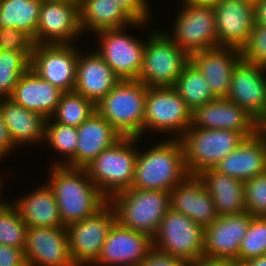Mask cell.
<instances>
[{
	"mask_svg": "<svg viewBox=\"0 0 266 266\" xmlns=\"http://www.w3.org/2000/svg\"><path fill=\"white\" fill-rule=\"evenodd\" d=\"M50 171L46 183L53 190L65 227L93 215L109 201L85 168L53 165Z\"/></svg>",
	"mask_w": 266,
	"mask_h": 266,
	"instance_id": "1",
	"label": "cell"
},
{
	"mask_svg": "<svg viewBox=\"0 0 266 266\" xmlns=\"http://www.w3.org/2000/svg\"><path fill=\"white\" fill-rule=\"evenodd\" d=\"M188 175L181 141L170 138L138 151L131 188L170 192Z\"/></svg>",
	"mask_w": 266,
	"mask_h": 266,
	"instance_id": "2",
	"label": "cell"
},
{
	"mask_svg": "<svg viewBox=\"0 0 266 266\" xmlns=\"http://www.w3.org/2000/svg\"><path fill=\"white\" fill-rule=\"evenodd\" d=\"M146 94L147 86L139 80H120L95 109L122 137L141 138Z\"/></svg>",
	"mask_w": 266,
	"mask_h": 266,
	"instance_id": "3",
	"label": "cell"
},
{
	"mask_svg": "<svg viewBox=\"0 0 266 266\" xmlns=\"http://www.w3.org/2000/svg\"><path fill=\"white\" fill-rule=\"evenodd\" d=\"M109 202L122 226L153 238L170 209V192L128 188L114 194Z\"/></svg>",
	"mask_w": 266,
	"mask_h": 266,
	"instance_id": "4",
	"label": "cell"
},
{
	"mask_svg": "<svg viewBox=\"0 0 266 266\" xmlns=\"http://www.w3.org/2000/svg\"><path fill=\"white\" fill-rule=\"evenodd\" d=\"M138 139L121 137L86 165L88 176L108 199L117 192L131 188L138 154V148L135 150L134 145L140 141Z\"/></svg>",
	"mask_w": 266,
	"mask_h": 266,
	"instance_id": "5",
	"label": "cell"
},
{
	"mask_svg": "<svg viewBox=\"0 0 266 266\" xmlns=\"http://www.w3.org/2000/svg\"><path fill=\"white\" fill-rule=\"evenodd\" d=\"M179 139L188 174L199 175L206 169L215 168L245 137L237 131L190 126Z\"/></svg>",
	"mask_w": 266,
	"mask_h": 266,
	"instance_id": "6",
	"label": "cell"
},
{
	"mask_svg": "<svg viewBox=\"0 0 266 266\" xmlns=\"http://www.w3.org/2000/svg\"><path fill=\"white\" fill-rule=\"evenodd\" d=\"M148 36L138 80L147 87L173 86L190 62V55L181 50L166 32L153 30Z\"/></svg>",
	"mask_w": 266,
	"mask_h": 266,
	"instance_id": "7",
	"label": "cell"
},
{
	"mask_svg": "<svg viewBox=\"0 0 266 266\" xmlns=\"http://www.w3.org/2000/svg\"><path fill=\"white\" fill-rule=\"evenodd\" d=\"M190 126L192 110L172 86L147 87L143 133L148 129L179 139Z\"/></svg>",
	"mask_w": 266,
	"mask_h": 266,
	"instance_id": "8",
	"label": "cell"
},
{
	"mask_svg": "<svg viewBox=\"0 0 266 266\" xmlns=\"http://www.w3.org/2000/svg\"><path fill=\"white\" fill-rule=\"evenodd\" d=\"M152 239L154 248L181 258L187 263L204 257V228L171 208L162 218Z\"/></svg>",
	"mask_w": 266,
	"mask_h": 266,
	"instance_id": "9",
	"label": "cell"
},
{
	"mask_svg": "<svg viewBox=\"0 0 266 266\" xmlns=\"http://www.w3.org/2000/svg\"><path fill=\"white\" fill-rule=\"evenodd\" d=\"M116 221L115 209L108 201L93 215L65 227L71 257L76 266H90L97 260Z\"/></svg>",
	"mask_w": 266,
	"mask_h": 266,
	"instance_id": "10",
	"label": "cell"
},
{
	"mask_svg": "<svg viewBox=\"0 0 266 266\" xmlns=\"http://www.w3.org/2000/svg\"><path fill=\"white\" fill-rule=\"evenodd\" d=\"M182 5L175 20L173 36L168 37L189 55L218 47L214 7L189 2Z\"/></svg>",
	"mask_w": 266,
	"mask_h": 266,
	"instance_id": "11",
	"label": "cell"
},
{
	"mask_svg": "<svg viewBox=\"0 0 266 266\" xmlns=\"http://www.w3.org/2000/svg\"><path fill=\"white\" fill-rule=\"evenodd\" d=\"M125 29H103L95 32L101 40L100 48L96 52L121 80H138L145 42L127 35Z\"/></svg>",
	"mask_w": 266,
	"mask_h": 266,
	"instance_id": "12",
	"label": "cell"
},
{
	"mask_svg": "<svg viewBox=\"0 0 266 266\" xmlns=\"http://www.w3.org/2000/svg\"><path fill=\"white\" fill-rule=\"evenodd\" d=\"M75 48L73 44H35L30 68L64 93L72 92L79 53Z\"/></svg>",
	"mask_w": 266,
	"mask_h": 266,
	"instance_id": "13",
	"label": "cell"
},
{
	"mask_svg": "<svg viewBox=\"0 0 266 266\" xmlns=\"http://www.w3.org/2000/svg\"><path fill=\"white\" fill-rule=\"evenodd\" d=\"M79 34V0L42 2L36 44H73Z\"/></svg>",
	"mask_w": 266,
	"mask_h": 266,
	"instance_id": "14",
	"label": "cell"
},
{
	"mask_svg": "<svg viewBox=\"0 0 266 266\" xmlns=\"http://www.w3.org/2000/svg\"><path fill=\"white\" fill-rule=\"evenodd\" d=\"M152 248V237L126 228L116 221L93 265L140 266Z\"/></svg>",
	"mask_w": 266,
	"mask_h": 266,
	"instance_id": "15",
	"label": "cell"
},
{
	"mask_svg": "<svg viewBox=\"0 0 266 266\" xmlns=\"http://www.w3.org/2000/svg\"><path fill=\"white\" fill-rule=\"evenodd\" d=\"M192 127L237 131L249 138L259 131V122L227 97H219L192 112Z\"/></svg>",
	"mask_w": 266,
	"mask_h": 266,
	"instance_id": "16",
	"label": "cell"
},
{
	"mask_svg": "<svg viewBox=\"0 0 266 266\" xmlns=\"http://www.w3.org/2000/svg\"><path fill=\"white\" fill-rule=\"evenodd\" d=\"M24 253L28 266H76L65 227H27Z\"/></svg>",
	"mask_w": 266,
	"mask_h": 266,
	"instance_id": "17",
	"label": "cell"
},
{
	"mask_svg": "<svg viewBox=\"0 0 266 266\" xmlns=\"http://www.w3.org/2000/svg\"><path fill=\"white\" fill-rule=\"evenodd\" d=\"M253 217L247 211L235 215L219 216L212 224L204 228V257L236 261L242 239Z\"/></svg>",
	"mask_w": 266,
	"mask_h": 266,
	"instance_id": "18",
	"label": "cell"
},
{
	"mask_svg": "<svg viewBox=\"0 0 266 266\" xmlns=\"http://www.w3.org/2000/svg\"><path fill=\"white\" fill-rule=\"evenodd\" d=\"M266 69L241 60L235 67L227 98L258 122L266 116ZM264 74V76H263Z\"/></svg>",
	"mask_w": 266,
	"mask_h": 266,
	"instance_id": "19",
	"label": "cell"
},
{
	"mask_svg": "<svg viewBox=\"0 0 266 266\" xmlns=\"http://www.w3.org/2000/svg\"><path fill=\"white\" fill-rule=\"evenodd\" d=\"M218 46L241 50L255 22V5L246 0H222L213 6Z\"/></svg>",
	"mask_w": 266,
	"mask_h": 266,
	"instance_id": "20",
	"label": "cell"
},
{
	"mask_svg": "<svg viewBox=\"0 0 266 266\" xmlns=\"http://www.w3.org/2000/svg\"><path fill=\"white\" fill-rule=\"evenodd\" d=\"M241 60L240 50L220 46L190 55V61L204 76L216 98L228 96L233 71Z\"/></svg>",
	"mask_w": 266,
	"mask_h": 266,
	"instance_id": "21",
	"label": "cell"
},
{
	"mask_svg": "<svg viewBox=\"0 0 266 266\" xmlns=\"http://www.w3.org/2000/svg\"><path fill=\"white\" fill-rule=\"evenodd\" d=\"M170 208L203 228L219 217L213 198L197 175H188L170 191Z\"/></svg>",
	"mask_w": 266,
	"mask_h": 266,
	"instance_id": "22",
	"label": "cell"
},
{
	"mask_svg": "<svg viewBox=\"0 0 266 266\" xmlns=\"http://www.w3.org/2000/svg\"><path fill=\"white\" fill-rule=\"evenodd\" d=\"M120 80L96 50L85 55L79 51L74 88L76 93L96 104Z\"/></svg>",
	"mask_w": 266,
	"mask_h": 266,
	"instance_id": "23",
	"label": "cell"
},
{
	"mask_svg": "<svg viewBox=\"0 0 266 266\" xmlns=\"http://www.w3.org/2000/svg\"><path fill=\"white\" fill-rule=\"evenodd\" d=\"M218 172L246 181L266 172V138L258 131L214 168Z\"/></svg>",
	"mask_w": 266,
	"mask_h": 266,
	"instance_id": "24",
	"label": "cell"
},
{
	"mask_svg": "<svg viewBox=\"0 0 266 266\" xmlns=\"http://www.w3.org/2000/svg\"><path fill=\"white\" fill-rule=\"evenodd\" d=\"M63 93L29 68L20 76L9 98L25 109L49 119L55 112Z\"/></svg>",
	"mask_w": 266,
	"mask_h": 266,
	"instance_id": "25",
	"label": "cell"
},
{
	"mask_svg": "<svg viewBox=\"0 0 266 266\" xmlns=\"http://www.w3.org/2000/svg\"><path fill=\"white\" fill-rule=\"evenodd\" d=\"M76 167L85 168L122 136L97 111L77 127Z\"/></svg>",
	"mask_w": 266,
	"mask_h": 266,
	"instance_id": "26",
	"label": "cell"
},
{
	"mask_svg": "<svg viewBox=\"0 0 266 266\" xmlns=\"http://www.w3.org/2000/svg\"><path fill=\"white\" fill-rule=\"evenodd\" d=\"M213 198L219 216L246 211L244 181L209 168L197 175Z\"/></svg>",
	"mask_w": 266,
	"mask_h": 266,
	"instance_id": "27",
	"label": "cell"
},
{
	"mask_svg": "<svg viewBox=\"0 0 266 266\" xmlns=\"http://www.w3.org/2000/svg\"><path fill=\"white\" fill-rule=\"evenodd\" d=\"M0 111L15 147L44 141L45 117L25 109L9 97L0 98Z\"/></svg>",
	"mask_w": 266,
	"mask_h": 266,
	"instance_id": "28",
	"label": "cell"
},
{
	"mask_svg": "<svg viewBox=\"0 0 266 266\" xmlns=\"http://www.w3.org/2000/svg\"><path fill=\"white\" fill-rule=\"evenodd\" d=\"M80 27L93 33L103 29L127 28L128 25L144 26L148 24L135 21L114 0H79Z\"/></svg>",
	"mask_w": 266,
	"mask_h": 266,
	"instance_id": "29",
	"label": "cell"
},
{
	"mask_svg": "<svg viewBox=\"0 0 266 266\" xmlns=\"http://www.w3.org/2000/svg\"><path fill=\"white\" fill-rule=\"evenodd\" d=\"M27 227H65L53 190L48 184L13 201Z\"/></svg>",
	"mask_w": 266,
	"mask_h": 266,
	"instance_id": "30",
	"label": "cell"
},
{
	"mask_svg": "<svg viewBox=\"0 0 266 266\" xmlns=\"http://www.w3.org/2000/svg\"><path fill=\"white\" fill-rule=\"evenodd\" d=\"M41 0H0V28L9 27L29 34L36 44Z\"/></svg>",
	"mask_w": 266,
	"mask_h": 266,
	"instance_id": "31",
	"label": "cell"
},
{
	"mask_svg": "<svg viewBox=\"0 0 266 266\" xmlns=\"http://www.w3.org/2000/svg\"><path fill=\"white\" fill-rule=\"evenodd\" d=\"M172 87L192 112L216 98L210 91L204 76L191 61L185 66Z\"/></svg>",
	"mask_w": 266,
	"mask_h": 266,
	"instance_id": "32",
	"label": "cell"
},
{
	"mask_svg": "<svg viewBox=\"0 0 266 266\" xmlns=\"http://www.w3.org/2000/svg\"><path fill=\"white\" fill-rule=\"evenodd\" d=\"M46 119L44 139L57 151L56 153L65 156L64 162L61 160L53 165H66L76 167V147L78 143V132L76 127L67 126Z\"/></svg>",
	"mask_w": 266,
	"mask_h": 266,
	"instance_id": "33",
	"label": "cell"
},
{
	"mask_svg": "<svg viewBox=\"0 0 266 266\" xmlns=\"http://www.w3.org/2000/svg\"><path fill=\"white\" fill-rule=\"evenodd\" d=\"M96 111L95 104L83 95L72 92L62 94L53 113L54 121L63 125L78 127ZM54 116V117H53Z\"/></svg>",
	"mask_w": 266,
	"mask_h": 266,
	"instance_id": "34",
	"label": "cell"
},
{
	"mask_svg": "<svg viewBox=\"0 0 266 266\" xmlns=\"http://www.w3.org/2000/svg\"><path fill=\"white\" fill-rule=\"evenodd\" d=\"M31 55L0 50V98L11 96L20 76L30 68Z\"/></svg>",
	"mask_w": 266,
	"mask_h": 266,
	"instance_id": "35",
	"label": "cell"
},
{
	"mask_svg": "<svg viewBox=\"0 0 266 266\" xmlns=\"http://www.w3.org/2000/svg\"><path fill=\"white\" fill-rule=\"evenodd\" d=\"M26 230L27 224L16 206L5 201L0 206V244L24 250Z\"/></svg>",
	"mask_w": 266,
	"mask_h": 266,
	"instance_id": "36",
	"label": "cell"
},
{
	"mask_svg": "<svg viewBox=\"0 0 266 266\" xmlns=\"http://www.w3.org/2000/svg\"><path fill=\"white\" fill-rule=\"evenodd\" d=\"M266 255V216H254L242 239L236 262Z\"/></svg>",
	"mask_w": 266,
	"mask_h": 266,
	"instance_id": "37",
	"label": "cell"
},
{
	"mask_svg": "<svg viewBox=\"0 0 266 266\" xmlns=\"http://www.w3.org/2000/svg\"><path fill=\"white\" fill-rule=\"evenodd\" d=\"M246 211L253 216H266V172L244 181Z\"/></svg>",
	"mask_w": 266,
	"mask_h": 266,
	"instance_id": "38",
	"label": "cell"
},
{
	"mask_svg": "<svg viewBox=\"0 0 266 266\" xmlns=\"http://www.w3.org/2000/svg\"><path fill=\"white\" fill-rule=\"evenodd\" d=\"M240 51L242 60L266 67V26L255 21L250 37Z\"/></svg>",
	"mask_w": 266,
	"mask_h": 266,
	"instance_id": "39",
	"label": "cell"
},
{
	"mask_svg": "<svg viewBox=\"0 0 266 266\" xmlns=\"http://www.w3.org/2000/svg\"><path fill=\"white\" fill-rule=\"evenodd\" d=\"M34 46L33 38L26 32L16 28H0V50L32 53Z\"/></svg>",
	"mask_w": 266,
	"mask_h": 266,
	"instance_id": "40",
	"label": "cell"
},
{
	"mask_svg": "<svg viewBox=\"0 0 266 266\" xmlns=\"http://www.w3.org/2000/svg\"><path fill=\"white\" fill-rule=\"evenodd\" d=\"M140 266H188V263L153 247Z\"/></svg>",
	"mask_w": 266,
	"mask_h": 266,
	"instance_id": "41",
	"label": "cell"
},
{
	"mask_svg": "<svg viewBox=\"0 0 266 266\" xmlns=\"http://www.w3.org/2000/svg\"><path fill=\"white\" fill-rule=\"evenodd\" d=\"M135 20L149 22L150 8L146 0H114Z\"/></svg>",
	"mask_w": 266,
	"mask_h": 266,
	"instance_id": "42",
	"label": "cell"
},
{
	"mask_svg": "<svg viewBox=\"0 0 266 266\" xmlns=\"http://www.w3.org/2000/svg\"><path fill=\"white\" fill-rule=\"evenodd\" d=\"M0 266H28L24 250L0 244Z\"/></svg>",
	"mask_w": 266,
	"mask_h": 266,
	"instance_id": "43",
	"label": "cell"
},
{
	"mask_svg": "<svg viewBox=\"0 0 266 266\" xmlns=\"http://www.w3.org/2000/svg\"><path fill=\"white\" fill-rule=\"evenodd\" d=\"M16 148L11 141V137L6 124L4 123L2 113L0 111V159Z\"/></svg>",
	"mask_w": 266,
	"mask_h": 266,
	"instance_id": "44",
	"label": "cell"
},
{
	"mask_svg": "<svg viewBox=\"0 0 266 266\" xmlns=\"http://www.w3.org/2000/svg\"><path fill=\"white\" fill-rule=\"evenodd\" d=\"M236 263L235 260L209 259L202 257L195 262L188 263V266H234Z\"/></svg>",
	"mask_w": 266,
	"mask_h": 266,
	"instance_id": "45",
	"label": "cell"
},
{
	"mask_svg": "<svg viewBox=\"0 0 266 266\" xmlns=\"http://www.w3.org/2000/svg\"><path fill=\"white\" fill-rule=\"evenodd\" d=\"M255 21L266 26V0H261L255 5Z\"/></svg>",
	"mask_w": 266,
	"mask_h": 266,
	"instance_id": "46",
	"label": "cell"
},
{
	"mask_svg": "<svg viewBox=\"0 0 266 266\" xmlns=\"http://www.w3.org/2000/svg\"><path fill=\"white\" fill-rule=\"evenodd\" d=\"M246 266H266V255L255 257L244 262Z\"/></svg>",
	"mask_w": 266,
	"mask_h": 266,
	"instance_id": "47",
	"label": "cell"
},
{
	"mask_svg": "<svg viewBox=\"0 0 266 266\" xmlns=\"http://www.w3.org/2000/svg\"><path fill=\"white\" fill-rule=\"evenodd\" d=\"M222 0H183L182 2H189L197 5H211L214 6L220 3Z\"/></svg>",
	"mask_w": 266,
	"mask_h": 266,
	"instance_id": "48",
	"label": "cell"
},
{
	"mask_svg": "<svg viewBox=\"0 0 266 266\" xmlns=\"http://www.w3.org/2000/svg\"><path fill=\"white\" fill-rule=\"evenodd\" d=\"M259 132L266 138V116L259 122Z\"/></svg>",
	"mask_w": 266,
	"mask_h": 266,
	"instance_id": "49",
	"label": "cell"
},
{
	"mask_svg": "<svg viewBox=\"0 0 266 266\" xmlns=\"http://www.w3.org/2000/svg\"><path fill=\"white\" fill-rule=\"evenodd\" d=\"M247 2H250L254 5H256L257 3H259L261 0H246Z\"/></svg>",
	"mask_w": 266,
	"mask_h": 266,
	"instance_id": "50",
	"label": "cell"
},
{
	"mask_svg": "<svg viewBox=\"0 0 266 266\" xmlns=\"http://www.w3.org/2000/svg\"><path fill=\"white\" fill-rule=\"evenodd\" d=\"M1 178V177H0ZM2 183H1V179H0V197H1V189H2ZM2 198H0V206L5 202L1 200Z\"/></svg>",
	"mask_w": 266,
	"mask_h": 266,
	"instance_id": "51",
	"label": "cell"
},
{
	"mask_svg": "<svg viewBox=\"0 0 266 266\" xmlns=\"http://www.w3.org/2000/svg\"><path fill=\"white\" fill-rule=\"evenodd\" d=\"M58 1H66V0H41V2H58Z\"/></svg>",
	"mask_w": 266,
	"mask_h": 266,
	"instance_id": "52",
	"label": "cell"
},
{
	"mask_svg": "<svg viewBox=\"0 0 266 266\" xmlns=\"http://www.w3.org/2000/svg\"><path fill=\"white\" fill-rule=\"evenodd\" d=\"M234 266H246L244 263H236Z\"/></svg>",
	"mask_w": 266,
	"mask_h": 266,
	"instance_id": "53",
	"label": "cell"
}]
</instances>
